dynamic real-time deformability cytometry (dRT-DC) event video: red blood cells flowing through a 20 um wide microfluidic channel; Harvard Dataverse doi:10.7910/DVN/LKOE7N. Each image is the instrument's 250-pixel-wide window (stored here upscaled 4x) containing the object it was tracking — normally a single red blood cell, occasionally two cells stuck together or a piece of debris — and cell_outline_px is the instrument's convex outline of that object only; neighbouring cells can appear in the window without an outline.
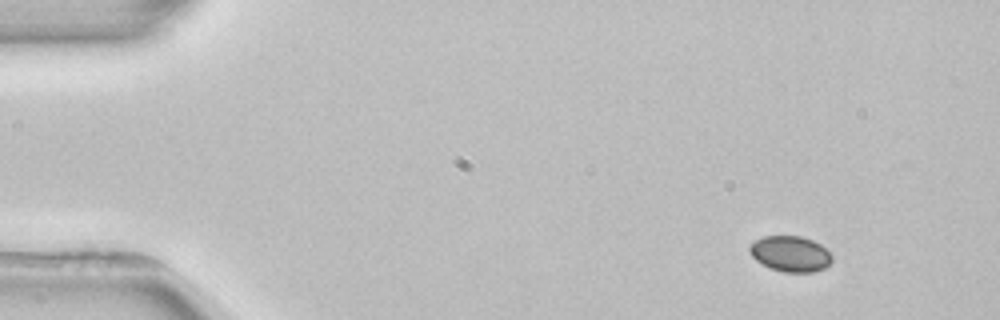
{"species": "common noctule bat (a hibernating species)", "species_latin": "Nyctalus noctula", "temperature_condition": "room temperature", "stored_images_in_passage": 4, "camera_frame_rate_fps": 3000, "um_per_image_px": 0.085, "animal": {"sex": "female", "body_mass_g": 22.7, "forearm_length_mm": 54.2}, "frame": {"image": 1, "passage_image": 1, "time_ms": 0.0, "image_size_px": [1000, 320], "cell_outline_px": [[832, 260], [824, 268], [812, 272], [784, 272], [772, 268], [756, 260], [752, 256], [748, 248], [756, 240], [764, 236], [800, 236], [812, 240], [820, 244], [832, 256]], "centroid_in_image_um": [67.18, 21.57], "position_along_channel_um": 17.8, "area_um2": 16.82}}